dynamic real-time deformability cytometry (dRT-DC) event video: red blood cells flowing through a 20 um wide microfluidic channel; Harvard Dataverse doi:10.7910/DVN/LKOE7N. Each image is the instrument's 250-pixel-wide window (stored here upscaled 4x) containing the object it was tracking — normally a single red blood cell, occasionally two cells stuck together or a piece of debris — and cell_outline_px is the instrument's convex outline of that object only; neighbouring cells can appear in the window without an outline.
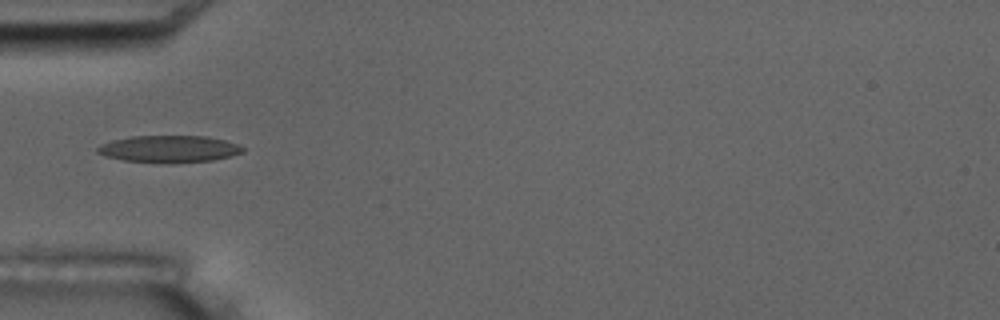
{"species": "common noctule bat (a hibernating species)", "species_latin": "Nyctalus noctula", "temperature_condition": "room temperature", "stored_images_in_passage": 7, "camera_frame_rate_fps": 3000, "um_per_image_px": 0.085, "animal": {"sex": "male", "body_mass_g": 17.5, "forearm_length_mm": 52.3}, "frame": {"image": 1, "passage_image": 3, "time_ms": 3.333, "image_size_px": [1000, 320], "cell_outline_px": [[244, 152], [212, 160], [124, 160], [104, 156], [96, 152], [96, 148], [100, 144], [112, 140], [132, 136], [208, 136], [224, 140], [236, 144], [244, 148]], "centroid_in_image_um": [14.33, 12.6], "position_along_channel_um": 70.7, "area_um2": 21.68}}
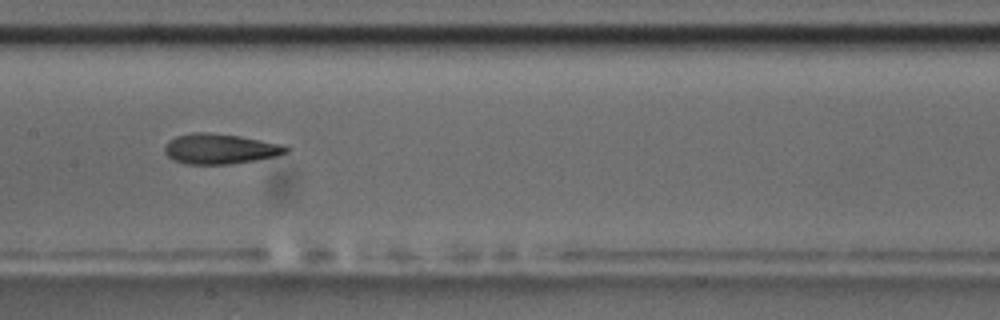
{"frame": {"image": 2, "passage_image": 6, "time_ms": 6.667, "image_size_px": [1000, 320], "cell_outline_px": [[292, 148], [288, 152], [276, 156], [256, 160], [232, 164], [188, 164], [172, 160], [164, 152], [164, 144], [168, 140], [176, 136], [192, 132], [208, 132], [240, 136], [284, 144]], "centroid_in_image_um": [18.71, 12.64], "position_along_channel_um": 188.7, "area_um2": 21.73}}